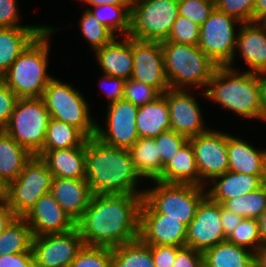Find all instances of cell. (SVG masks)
<instances>
[{
  "label": "cell",
  "mask_w": 266,
  "mask_h": 267,
  "mask_svg": "<svg viewBox=\"0 0 266 267\" xmlns=\"http://www.w3.org/2000/svg\"><path fill=\"white\" fill-rule=\"evenodd\" d=\"M143 194H93L76 222L84 245L113 248L139 238Z\"/></svg>",
  "instance_id": "6da1fadb"
},
{
  "label": "cell",
  "mask_w": 266,
  "mask_h": 267,
  "mask_svg": "<svg viewBox=\"0 0 266 267\" xmlns=\"http://www.w3.org/2000/svg\"><path fill=\"white\" fill-rule=\"evenodd\" d=\"M85 167L92 194H144V190L136 188L141 176L127 149L105 145L96 137L88 138Z\"/></svg>",
  "instance_id": "7a4b0ae2"
},
{
  "label": "cell",
  "mask_w": 266,
  "mask_h": 267,
  "mask_svg": "<svg viewBox=\"0 0 266 267\" xmlns=\"http://www.w3.org/2000/svg\"><path fill=\"white\" fill-rule=\"evenodd\" d=\"M240 73L234 67H217L203 95L245 119L262 120L258 73Z\"/></svg>",
  "instance_id": "3957f363"
},
{
  "label": "cell",
  "mask_w": 266,
  "mask_h": 267,
  "mask_svg": "<svg viewBox=\"0 0 266 267\" xmlns=\"http://www.w3.org/2000/svg\"><path fill=\"white\" fill-rule=\"evenodd\" d=\"M47 26L12 63L1 80L18 98H41L52 78L47 73L50 41Z\"/></svg>",
  "instance_id": "277c9868"
},
{
  "label": "cell",
  "mask_w": 266,
  "mask_h": 267,
  "mask_svg": "<svg viewBox=\"0 0 266 267\" xmlns=\"http://www.w3.org/2000/svg\"><path fill=\"white\" fill-rule=\"evenodd\" d=\"M161 46L171 89H185L186 86L189 89L192 85L207 87L217 65L198 45L161 42Z\"/></svg>",
  "instance_id": "5b68a950"
},
{
  "label": "cell",
  "mask_w": 266,
  "mask_h": 267,
  "mask_svg": "<svg viewBox=\"0 0 266 267\" xmlns=\"http://www.w3.org/2000/svg\"><path fill=\"white\" fill-rule=\"evenodd\" d=\"M156 183L144 190L140 213H163L179 219L186 226L194 219L197 208L207 196L204 187L192 184Z\"/></svg>",
  "instance_id": "8992f818"
},
{
  "label": "cell",
  "mask_w": 266,
  "mask_h": 267,
  "mask_svg": "<svg viewBox=\"0 0 266 267\" xmlns=\"http://www.w3.org/2000/svg\"><path fill=\"white\" fill-rule=\"evenodd\" d=\"M41 98L50 118L75 126L88 138L95 137L97 122L90 116V106L71 84L52 77Z\"/></svg>",
  "instance_id": "52a82bcc"
},
{
  "label": "cell",
  "mask_w": 266,
  "mask_h": 267,
  "mask_svg": "<svg viewBox=\"0 0 266 267\" xmlns=\"http://www.w3.org/2000/svg\"><path fill=\"white\" fill-rule=\"evenodd\" d=\"M49 120L42 98H18L4 131L34 156L43 150Z\"/></svg>",
  "instance_id": "ba28073f"
},
{
  "label": "cell",
  "mask_w": 266,
  "mask_h": 267,
  "mask_svg": "<svg viewBox=\"0 0 266 267\" xmlns=\"http://www.w3.org/2000/svg\"><path fill=\"white\" fill-rule=\"evenodd\" d=\"M178 15V0H133L129 36L145 41H166Z\"/></svg>",
  "instance_id": "9c48e42d"
},
{
  "label": "cell",
  "mask_w": 266,
  "mask_h": 267,
  "mask_svg": "<svg viewBox=\"0 0 266 267\" xmlns=\"http://www.w3.org/2000/svg\"><path fill=\"white\" fill-rule=\"evenodd\" d=\"M53 176L37 155L31 157L19 176L7 186L8 207L23 217L36 201L51 190Z\"/></svg>",
  "instance_id": "30bf717a"
},
{
  "label": "cell",
  "mask_w": 266,
  "mask_h": 267,
  "mask_svg": "<svg viewBox=\"0 0 266 267\" xmlns=\"http://www.w3.org/2000/svg\"><path fill=\"white\" fill-rule=\"evenodd\" d=\"M236 23H242L235 17L214 9L200 26L198 46L217 65L225 67L234 59L238 30Z\"/></svg>",
  "instance_id": "8fae6325"
},
{
  "label": "cell",
  "mask_w": 266,
  "mask_h": 267,
  "mask_svg": "<svg viewBox=\"0 0 266 267\" xmlns=\"http://www.w3.org/2000/svg\"><path fill=\"white\" fill-rule=\"evenodd\" d=\"M77 227L64 233L33 236L32 254L35 267H69L83 248Z\"/></svg>",
  "instance_id": "7c38bea8"
},
{
  "label": "cell",
  "mask_w": 266,
  "mask_h": 267,
  "mask_svg": "<svg viewBox=\"0 0 266 267\" xmlns=\"http://www.w3.org/2000/svg\"><path fill=\"white\" fill-rule=\"evenodd\" d=\"M138 108L125 99L109 103L106 129L96 124L95 137L105 145L129 150L139 139L136 126Z\"/></svg>",
  "instance_id": "4fadbf2b"
},
{
  "label": "cell",
  "mask_w": 266,
  "mask_h": 267,
  "mask_svg": "<svg viewBox=\"0 0 266 267\" xmlns=\"http://www.w3.org/2000/svg\"><path fill=\"white\" fill-rule=\"evenodd\" d=\"M196 158L200 175V186L229 170L227 133L209 130L189 138ZM206 182H205V181Z\"/></svg>",
  "instance_id": "5bb4252c"
},
{
  "label": "cell",
  "mask_w": 266,
  "mask_h": 267,
  "mask_svg": "<svg viewBox=\"0 0 266 267\" xmlns=\"http://www.w3.org/2000/svg\"><path fill=\"white\" fill-rule=\"evenodd\" d=\"M131 50L134 61L131 78L150 85L164 94L170 87L165 74L161 42L131 37Z\"/></svg>",
  "instance_id": "9a60e30c"
},
{
  "label": "cell",
  "mask_w": 266,
  "mask_h": 267,
  "mask_svg": "<svg viewBox=\"0 0 266 267\" xmlns=\"http://www.w3.org/2000/svg\"><path fill=\"white\" fill-rule=\"evenodd\" d=\"M220 220V203L206 196L199 204L194 219L187 226L185 246L203 253L226 241Z\"/></svg>",
  "instance_id": "2e32d148"
},
{
  "label": "cell",
  "mask_w": 266,
  "mask_h": 267,
  "mask_svg": "<svg viewBox=\"0 0 266 267\" xmlns=\"http://www.w3.org/2000/svg\"><path fill=\"white\" fill-rule=\"evenodd\" d=\"M187 89L169 88L163 95L167 99L171 129L191 138L205 133V127L200 105Z\"/></svg>",
  "instance_id": "e0dca14e"
},
{
  "label": "cell",
  "mask_w": 266,
  "mask_h": 267,
  "mask_svg": "<svg viewBox=\"0 0 266 267\" xmlns=\"http://www.w3.org/2000/svg\"><path fill=\"white\" fill-rule=\"evenodd\" d=\"M22 218L33 236L64 233L76 227L50 192L41 196Z\"/></svg>",
  "instance_id": "ac0fdd59"
},
{
  "label": "cell",
  "mask_w": 266,
  "mask_h": 267,
  "mask_svg": "<svg viewBox=\"0 0 266 267\" xmlns=\"http://www.w3.org/2000/svg\"><path fill=\"white\" fill-rule=\"evenodd\" d=\"M187 226L163 213H140L139 238L148 245L185 247Z\"/></svg>",
  "instance_id": "d6986e66"
},
{
  "label": "cell",
  "mask_w": 266,
  "mask_h": 267,
  "mask_svg": "<svg viewBox=\"0 0 266 267\" xmlns=\"http://www.w3.org/2000/svg\"><path fill=\"white\" fill-rule=\"evenodd\" d=\"M239 28L234 59L228 67H232L238 51L249 66L247 72L266 71V23H242Z\"/></svg>",
  "instance_id": "ffe728a7"
},
{
  "label": "cell",
  "mask_w": 266,
  "mask_h": 267,
  "mask_svg": "<svg viewBox=\"0 0 266 267\" xmlns=\"http://www.w3.org/2000/svg\"><path fill=\"white\" fill-rule=\"evenodd\" d=\"M50 193L75 223L82 217L93 195L85 178L53 177Z\"/></svg>",
  "instance_id": "44dd1931"
},
{
  "label": "cell",
  "mask_w": 266,
  "mask_h": 267,
  "mask_svg": "<svg viewBox=\"0 0 266 267\" xmlns=\"http://www.w3.org/2000/svg\"><path fill=\"white\" fill-rule=\"evenodd\" d=\"M122 38L120 41L115 37L109 44L93 52L103 74L128 80L132 77L134 66L131 37Z\"/></svg>",
  "instance_id": "7402d4cb"
},
{
  "label": "cell",
  "mask_w": 266,
  "mask_h": 267,
  "mask_svg": "<svg viewBox=\"0 0 266 267\" xmlns=\"http://www.w3.org/2000/svg\"><path fill=\"white\" fill-rule=\"evenodd\" d=\"M39 156L53 177L82 179L86 177L85 145L41 151Z\"/></svg>",
  "instance_id": "603a6c76"
},
{
  "label": "cell",
  "mask_w": 266,
  "mask_h": 267,
  "mask_svg": "<svg viewBox=\"0 0 266 267\" xmlns=\"http://www.w3.org/2000/svg\"><path fill=\"white\" fill-rule=\"evenodd\" d=\"M213 187L206 190L207 196L214 202L223 204L226 200L245 195L263 186L258 175L226 171L210 181Z\"/></svg>",
  "instance_id": "cb8c5ba5"
},
{
  "label": "cell",
  "mask_w": 266,
  "mask_h": 267,
  "mask_svg": "<svg viewBox=\"0 0 266 267\" xmlns=\"http://www.w3.org/2000/svg\"><path fill=\"white\" fill-rule=\"evenodd\" d=\"M46 27H0V79Z\"/></svg>",
  "instance_id": "d4e9b609"
},
{
  "label": "cell",
  "mask_w": 266,
  "mask_h": 267,
  "mask_svg": "<svg viewBox=\"0 0 266 267\" xmlns=\"http://www.w3.org/2000/svg\"><path fill=\"white\" fill-rule=\"evenodd\" d=\"M158 181L200 186L195 152L190 141L163 167Z\"/></svg>",
  "instance_id": "484cf974"
},
{
  "label": "cell",
  "mask_w": 266,
  "mask_h": 267,
  "mask_svg": "<svg viewBox=\"0 0 266 267\" xmlns=\"http://www.w3.org/2000/svg\"><path fill=\"white\" fill-rule=\"evenodd\" d=\"M229 170L233 172L262 176L264 150L227 134Z\"/></svg>",
  "instance_id": "4316f807"
},
{
  "label": "cell",
  "mask_w": 266,
  "mask_h": 267,
  "mask_svg": "<svg viewBox=\"0 0 266 267\" xmlns=\"http://www.w3.org/2000/svg\"><path fill=\"white\" fill-rule=\"evenodd\" d=\"M136 126L139 138H155L171 129L167 99L163 94L138 108Z\"/></svg>",
  "instance_id": "83f0119b"
},
{
  "label": "cell",
  "mask_w": 266,
  "mask_h": 267,
  "mask_svg": "<svg viewBox=\"0 0 266 267\" xmlns=\"http://www.w3.org/2000/svg\"><path fill=\"white\" fill-rule=\"evenodd\" d=\"M33 155L5 131H0V178L8 186Z\"/></svg>",
  "instance_id": "f1b7e54d"
},
{
  "label": "cell",
  "mask_w": 266,
  "mask_h": 267,
  "mask_svg": "<svg viewBox=\"0 0 266 267\" xmlns=\"http://www.w3.org/2000/svg\"><path fill=\"white\" fill-rule=\"evenodd\" d=\"M255 253L228 241L203 252L204 267H255Z\"/></svg>",
  "instance_id": "f546056e"
},
{
  "label": "cell",
  "mask_w": 266,
  "mask_h": 267,
  "mask_svg": "<svg viewBox=\"0 0 266 267\" xmlns=\"http://www.w3.org/2000/svg\"><path fill=\"white\" fill-rule=\"evenodd\" d=\"M129 151L137 173L142 178L152 181L160 178L163 168L154 138H139Z\"/></svg>",
  "instance_id": "4dcf8cb0"
},
{
  "label": "cell",
  "mask_w": 266,
  "mask_h": 267,
  "mask_svg": "<svg viewBox=\"0 0 266 267\" xmlns=\"http://www.w3.org/2000/svg\"><path fill=\"white\" fill-rule=\"evenodd\" d=\"M87 139L88 137L75 126L50 118L42 151L86 145Z\"/></svg>",
  "instance_id": "1f68e13d"
},
{
  "label": "cell",
  "mask_w": 266,
  "mask_h": 267,
  "mask_svg": "<svg viewBox=\"0 0 266 267\" xmlns=\"http://www.w3.org/2000/svg\"><path fill=\"white\" fill-rule=\"evenodd\" d=\"M112 267H155L151 245L140 238L111 248Z\"/></svg>",
  "instance_id": "d6a6232c"
},
{
  "label": "cell",
  "mask_w": 266,
  "mask_h": 267,
  "mask_svg": "<svg viewBox=\"0 0 266 267\" xmlns=\"http://www.w3.org/2000/svg\"><path fill=\"white\" fill-rule=\"evenodd\" d=\"M33 233L22 217H17L0 234V256L32 252Z\"/></svg>",
  "instance_id": "836d02e7"
},
{
  "label": "cell",
  "mask_w": 266,
  "mask_h": 267,
  "mask_svg": "<svg viewBox=\"0 0 266 267\" xmlns=\"http://www.w3.org/2000/svg\"><path fill=\"white\" fill-rule=\"evenodd\" d=\"M131 9L132 5L112 4L87 8L115 36L120 32L124 34V37L129 36L131 31Z\"/></svg>",
  "instance_id": "e575fe53"
},
{
  "label": "cell",
  "mask_w": 266,
  "mask_h": 267,
  "mask_svg": "<svg viewBox=\"0 0 266 267\" xmlns=\"http://www.w3.org/2000/svg\"><path fill=\"white\" fill-rule=\"evenodd\" d=\"M222 205L243 218L258 219L266 209V186L263 185L256 191L228 199Z\"/></svg>",
  "instance_id": "d590c367"
},
{
  "label": "cell",
  "mask_w": 266,
  "mask_h": 267,
  "mask_svg": "<svg viewBox=\"0 0 266 267\" xmlns=\"http://www.w3.org/2000/svg\"><path fill=\"white\" fill-rule=\"evenodd\" d=\"M79 22L83 38L91 44L94 51L109 44L116 37L87 9L81 15Z\"/></svg>",
  "instance_id": "8d00e7d4"
},
{
  "label": "cell",
  "mask_w": 266,
  "mask_h": 267,
  "mask_svg": "<svg viewBox=\"0 0 266 267\" xmlns=\"http://www.w3.org/2000/svg\"><path fill=\"white\" fill-rule=\"evenodd\" d=\"M226 241L256 252L262 245L258 219L243 218Z\"/></svg>",
  "instance_id": "74e56055"
},
{
  "label": "cell",
  "mask_w": 266,
  "mask_h": 267,
  "mask_svg": "<svg viewBox=\"0 0 266 267\" xmlns=\"http://www.w3.org/2000/svg\"><path fill=\"white\" fill-rule=\"evenodd\" d=\"M69 267H112L111 248L84 245Z\"/></svg>",
  "instance_id": "f35d334b"
},
{
  "label": "cell",
  "mask_w": 266,
  "mask_h": 267,
  "mask_svg": "<svg viewBox=\"0 0 266 267\" xmlns=\"http://www.w3.org/2000/svg\"><path fill=\"white\" fill-rule=\"evenodd\" d=\"M200 39V26L186 18L178 15L175 20L168 39L163 42H175L180 44L198 45Z\"/></svg>",
  "instance_id": "ab89813d"
},
{
  "label": "cell",
  "mask_w": 266,
  "mask_h": 267,
  "mask_svg": "<svg viewBox=\"0 0 266 267\" xmlns=\"http://www.w3.org/2000/svg\"><path fill=\"white\" fill-rule=\"evenodd\" d=\"M154 140L160 153L161 167L163 168L189 141V138L169 129L163 131Z\"/></svg>",
  "instance_id": "60d3db41"
},
{
  "label": "cell",
  "mask_w": 266,
  "mask_h": 267,
  "mask_svg": "<svg viewBox=\"0 0 266 267\" xmlns=\"http://www.w3.org/2000/svg\"><path fill=\"white\" fill-rule=\"evenodd\" d=\"M161 95L156 88L132 78L126 80L124 85L123 99L137 107L153 102Z\"/></svg>",
  "instance_id": "b9f144b4"
},
{
  "label": "cell",
  "mask_w": 266,
  "mask_h": 267,
  "mask_svg": "<svg viewBox=\"0 0 266 267\" xmlns=\"http://www.w3.org/2000/svg\"><path fill=\"white\" fill-rule=\"evenodd\" d=\"M179 15L201 26L215 9L214 0H178Z\"/></svg>",
  "instance_id": "7bdbcfd3"
},
{
  "label": "cell",
  "mask_w": 266,
  "mask_h": 267,
  "mask_svg": "<svg viewBox=\"0 0 266 267\" xmlns=\"http://www.w3.org/2000/svg\"><path fill=\"white\" fill-rule=\"evenodd\" d=\"M215 9L238 19L241 23L253 22L256 0H214Z\"/></svg>",
  "instance_id": "ee69618b"
},
{
  "label": "cell",
  "mask_w": 266,
  "mask_h": 267,
  "mask_svg": "<svg viewBox=\"0 0 266 267\" xmlns=\"http://www.w3.org/2000/svg\"><path fill=\"white\" fill-rule=\"evenodd\" d=\"M16 0H0V27H47L39 25H19V11Z\"/></svg>",
  "instance_id": "f6af8a7d"
},
{
  "label": "cell",
  "mask_w": 266,
  "mask_h": 267,
  "mask_svg": "<svg viewBox=\"0 0 266 267\" xmlns=\"http://www.w3.org/2000/svg\"><path fill=\"white\" fill-rule=\"evenodd\" d=\"M18 97L0 79V131H4Z\"/></svg>",
  "instance_id": "bcb514c9"
},
{
  "label": "cell",
  "mask_w": 266,
  "mask_h": 267,
  "mask_svg": "<svg viewBox=\"0 0 266 267\" xmlns=\"http://www.w3.org/2000/svg\"><path fill=\"white\" fill-rule=\"evenodd\" d=\"M182 247L168 245H151V253L155 267H172L177 252Z\"/></svg>",
  "instance_id": "7dc6e473"
},
{
  "label": "cell",
  "mask_w": 266,
  "mask_h": 267,
  "mask_svg": "<svg viewBox=\"0 0 266 267\" xmlns=\"http://www.w3.org/2000/svg\"><path fill=\"white\" fill-rule=\"evenodd\" d=\"M172 267H204L203 253L189 247H182L176 254Z\"/></svg>",
  "instance_id": "c3c4849f"
},
{
  "label": "cell",
  "mask_w": 266,
  "mask_h": 267,
  "mask_svg": "<svg viewBox=\"0 0 266 267\" xmlns=\"http://www.w3.org/2000/svg\"><path fill=\"white\" fill-rule=\"evenodd\" d=\"M0 267H35L32 252L0 256Z\"/></svg>",
  "instance_id": "681fc988"
},
{
  "label": "cell",
  "mask_w": 266,
  "mask_h": 267,
  "mask_svg": "<svg viewBox=\"0 0 266 267\" xmlns=\"http://www.w3.org/2000/svg\"><path fill=\"white\" fill-rule=\"evenodd\" d=\"M102 79L104 82L106 81L105 82L106 84L111 83L110 88H109V85L107 84L108 89L106 88L107 90L103 91L106 94L107 98L109 99L108 104L123 99L124 85L126 82L125 79L120 78V77H112V76L105 75V74Z\"/></svg>",
  "instance_id": "f907efd6"
},
{
  "label": "cell",
  "mask_w": 266,
  "mask_h": 267,
  "mask_svg": "<svg viewBox=\"0 0 266 267\" xmlns=\"http://www.w3.org/2000/svg\"><path fill=\"white\" fill-rule=\"evenodd\" d=\"M220 217L221 225L226 238L243 220V217L235 214L233 211L226 209L222 204H220Z\"/></svg>",
  "instance_id": "816d5d0a"
},
{
  "label": "cell",
  "mask_w": 266,
  "mask_h": 267,
  "mask_svg": "<svg viewBox=\"0 0 266 267\" xmlns=\"http://www.w3.org/2000/svg\"><path fill=\"white\" fill-rule=\"evenodd\" d=\"M18 216L8 207L5 197H0V234L17 218Z\"/></svg>",
  "instance_id": "f5cc1de1"
},
{
  "label": "cell",
  "mask_w": 266,
  "mask_h": 267,
  "mask_svg": "<svg viewBox=\"0 0 266 267\" xmlns=\"http://www.w3.org/2000/svg\"><path fill=\"white\" fill-rule=\"evenodd\" d=\"M253 23H266V0H256Z\"/></svg>",
  "instance_id": "db71d44e"
},
{
  "label": "cell",
  "mask_w": 266,
  "mask_h": 267,
  "mask_svg": "<svg viewBox=\"0 0 266 267\" xmlns=\"http://www.w3.org/2000/svg\"><path fill=\"white\" fill-rule=\"evenodd\" d=\"M262 103V121L266 122V71L258 73Z\"/></svg>",
  "instance_id": "11a10c76"
},
{
  "label": "cell",
  "mask_w": 266,
  "mask_h": 267,
  "mask_svg": "<svg viewBox=\"0 0 266 267\" xmlns=\"http://www.w3.org/2000/svg\"><path fill=\"white\" fill-rule=\"evenodd\" d=\"M83 3L91 5L92 7L104 5V4H112V5H132L133 0H81Z\"/></svg>",
  "instance_id": "9f6ffc18"
},
{
  "label": "cell",
  "mask_w": 266,
  "mask_h": 267,
  "mask_svg": "<svg viewBox=\"0 0 266 267\" xmlns=\"http://www.w3.org/2000/svg\"><path fill=\"white\" fill-rule=\"evenodd\" d=\"M255 267H266V244L255 252Z\"/></svg>",
  "instance_id": "6f0895ef"
},
{
  "label": "cell",
  "mask_w": 266,
  "mask_h": 267,
  "mask_svg": "<svg viewBox=\"0 0 266 267\" xmlns=\"http://www.w3.org/2000/svg\"><path fill=\"white\" fill-rule=\"evenodd\" d=\"M258 224L260 229V236L262 243L266 244V209L258 218Z\"/></svg>",
  "instance_id": "680465c9"
},
{
  "label": "cell",
  "mask_w": 266,
  "mask_h": 267,
  "mask_svg": "<svg viewBox=\"0 0 266 267\" xmlns=\"http://www.w3.org/2000/svg\"><path fill=\"white\" fill-rule=\"evenodd\" d=\"M262 183L266 186V150L264 149L263 164H262Z\"/></svg>",
  "instance_id": "91938a15"
},
{
  "label": "cell",
  "mask_w": 266,
  "mask_h": 267,
  "mask_svg": "<svg viewBox=\"0 0 266 267\" xmlns=\"http://www.w3.org/2000/svg\"><path fill=\"white\" fill-rule=\"evenodd\" d=\"M7 194V185L0 178V197H6Z\"/></svg>",
  "instance_id": "94428289"
}]
</instances>
